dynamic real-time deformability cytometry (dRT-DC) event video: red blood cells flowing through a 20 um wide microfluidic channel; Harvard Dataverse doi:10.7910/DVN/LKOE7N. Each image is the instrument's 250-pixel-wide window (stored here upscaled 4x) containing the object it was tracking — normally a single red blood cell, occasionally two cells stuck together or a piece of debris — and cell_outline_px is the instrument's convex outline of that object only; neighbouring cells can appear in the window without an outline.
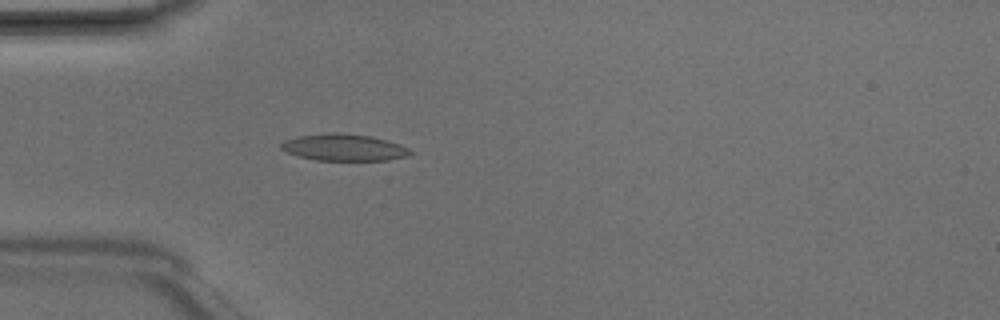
{"species": "Egyptian fruit bat (a non-hibernating species)", "species_latin": "Rousettus aegyptiacus", "temperature_condition": "room temperature", "stored_images_in_passage": 3, "camera_frame_rate_fps": 3000, "um_per_image_px": 0.085, "animal": {"sex": "male"}, "frame": {"image": 1, "passage_image": 3, "time_ms": 0.667, "image_size_px": [1000, 320], "cell_outline_px": [[412, 152], [408, 156], [388, 160], [316, 160], [300, 156], [288, 152], [280, 148], [280, 144], [284, 140], [296, 136], [328, 132], [340, 132], [372, 136], [388, 140], [400, 144], [408, 148]], "centroid_in_image_um": [29.23, 12.51], "position_along_channel_um": 55.8, "area_um2": 20.29}}